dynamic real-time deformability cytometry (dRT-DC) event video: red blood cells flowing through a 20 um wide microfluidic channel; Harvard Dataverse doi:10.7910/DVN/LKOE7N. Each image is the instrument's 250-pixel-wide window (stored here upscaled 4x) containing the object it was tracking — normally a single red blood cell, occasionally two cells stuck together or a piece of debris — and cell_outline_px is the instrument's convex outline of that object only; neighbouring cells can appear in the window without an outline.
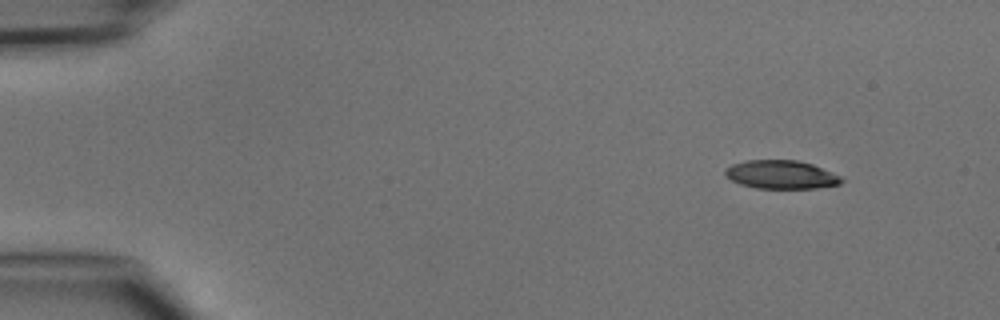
{"species": "common noctule bat (a hibernating species)", "species_latin": "Nyctalus noctula", "temperature_condition": "cold", "stored_images_in_passage": 5, "camera_frame_rate_fps": 3000, "um_per_image_px": 0.085, "animal": {"sex": "male", "body_mass_g": 15.6}, "frame": {"image": 1, "passage_image": 1, "time_ms": 0.0, "image_size_px": [1000, 320], "cell_outline_px": [[844, 180], [840, 184], [816, 188], [756, 188], [740, 184], [732, 180], [724, 172], [732, 164], [748, 160], [796, 160], [812, 164], [840, 176]], "centroid_in_image_um": [66.41, 14.84], "position_along_channel_um": 18.6, "area_um2": 19.02}}
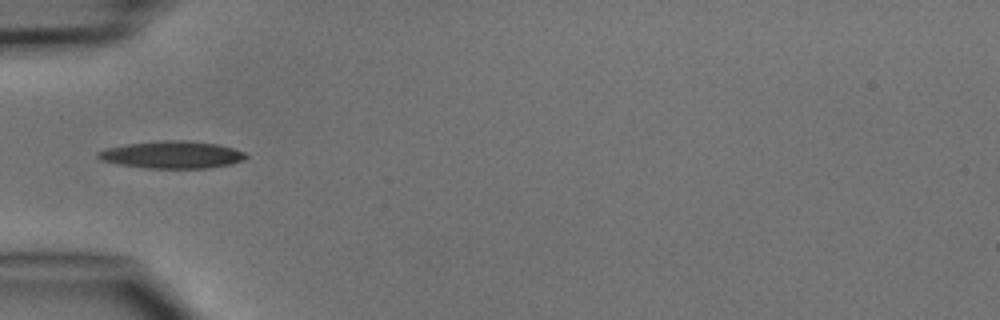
{"frame": {"image": 2, "passage_image": 4, "time_ms": 3.667, "image_size_px": [1000, 320], "cell_outline_px": [[248, 156], [244, 160], [232, 164], [212, 168], [148, 168], [116, 164], [100, 160], [96, 156], [96, 152], [108, 148], [128, 144], [160, 140], [188, 140], [216, 144], [232, 148], [244, 152]], "centroid_in_image_um": [14.63, 13.16], "position_along_channel_um": 70.4, "area_um2": 23.64}}